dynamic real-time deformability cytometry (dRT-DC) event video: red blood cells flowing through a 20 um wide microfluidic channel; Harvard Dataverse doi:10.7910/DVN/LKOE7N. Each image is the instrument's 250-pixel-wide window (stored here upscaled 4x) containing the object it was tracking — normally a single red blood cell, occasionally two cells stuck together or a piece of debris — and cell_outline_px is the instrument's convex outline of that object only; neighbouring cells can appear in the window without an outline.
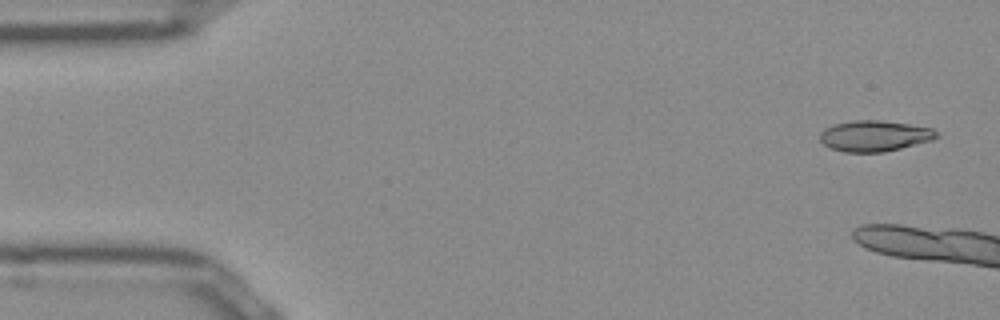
{"species": "Egyptian fruit bat (a non-hibernating species)", "species_latin": "Rousettus aegyptiacus", "temperature_condition": "room temperature", "stored_images_in_passage": 8, "camera_frame_rate_fps": 3000, "um_per_image_px": 0.085, "frame": {"image": 1, "passage_image": 2, "time_ms": 0.333, "image_size_px": [1000, 320], "cell_outline_px": [[940, 136], [932, 140], [884, 152], [844, 152], [832, 148], [824, 144], [820, 140], [820, 132], [824, 128], [832, 124], [852, 120], [880, 120], [908, 124], [932, 128]], "centroid_in_image_um": [74.31, 11.54], "position_along_channel_um": 10.7, "area_um2": 20.98}}